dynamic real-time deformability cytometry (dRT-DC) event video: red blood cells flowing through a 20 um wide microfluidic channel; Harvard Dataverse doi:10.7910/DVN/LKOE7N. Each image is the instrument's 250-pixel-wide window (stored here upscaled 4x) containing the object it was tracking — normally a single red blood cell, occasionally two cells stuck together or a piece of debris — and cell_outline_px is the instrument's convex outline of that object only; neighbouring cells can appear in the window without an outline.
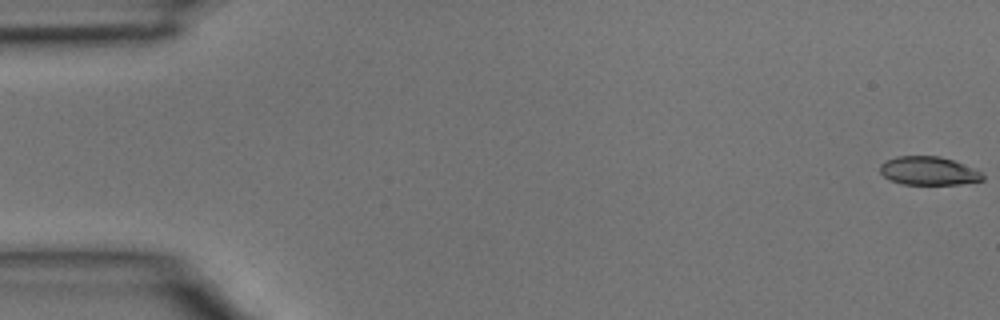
{"species": "common noctule bat (a hibernating species)", "species_latin": "Nyctalus noctula", "temperature_condition": "room temperature", "stored_images_in_passage": 14, "camera_frame_rate_fps": 3000, "um_per_image_px": 0.085, "animal": {"sex": "male", "body_mass_g": 15.6}, "frame": {"image": 1, "passage_image": 1, "time_ms": 0.0, "image_size_px": [1000, 320], "cell_outline_px": [[984, 180], [960, 184], [904, 184], [892, 180], [884, 176], [880, 172], [880, 164], [896, 156], [940, 156], [952, 160], [972, 168], [980, 172], [984, 176]], "centroid_in_image_um": [78.92, 14.52], "position_along_channel_um": 6.1, "area_um2": 16.76}}
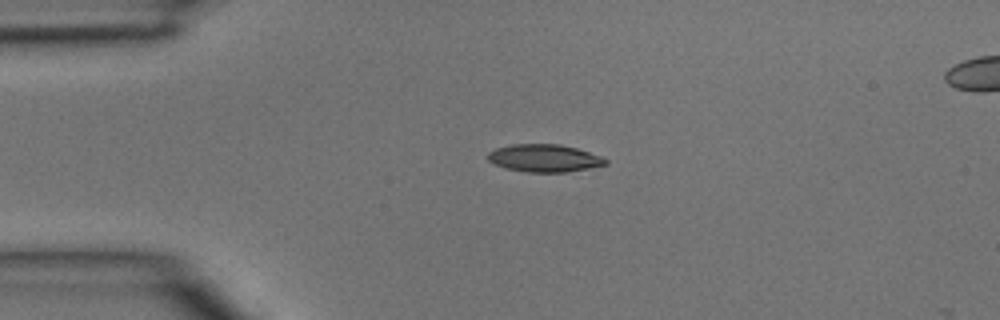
{"frame": {"image": 2, "passage_image": 11, "time_ms": 3.333, "image_size_px": [1000, 320], "cell_outline_px": [[608, 164], [588, 168], [564, 172], [528, 172], [508, 168], [496, 164], [488, 160], [488, 152], [496, 148], [512, 144], [560, 144], [576, 148], [600, 156], [608, 160]], "centroid_in_image_um": [46.27, 13.43], "position_along_channel_um": 38.7, "area_um2": 18.67}}